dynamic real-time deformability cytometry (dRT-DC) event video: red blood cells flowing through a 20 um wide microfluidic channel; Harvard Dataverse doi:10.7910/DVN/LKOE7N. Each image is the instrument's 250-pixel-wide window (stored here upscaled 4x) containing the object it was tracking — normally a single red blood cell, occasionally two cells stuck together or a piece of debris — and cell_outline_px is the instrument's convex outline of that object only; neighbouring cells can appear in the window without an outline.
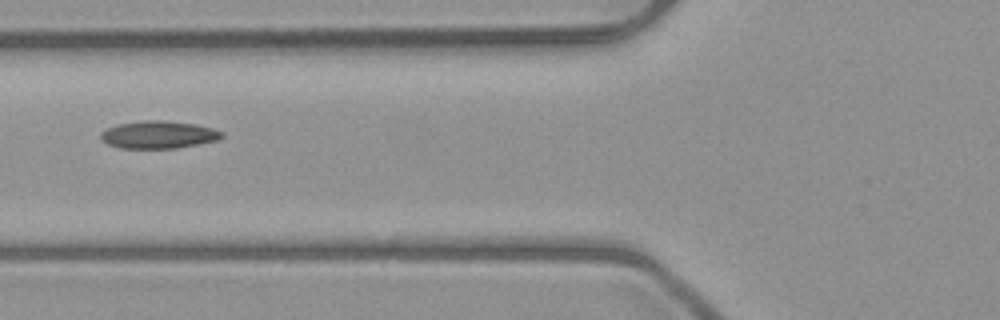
{"species": "common noctule bat (a hibernating species)", "species_latin": "Nyctalus noctula", "temperature_condition": "room temperature", "stored_images_in_passage": 2, "camera_frame_rate_fps": 3000, "um_per_image_px": 0.085, "animal": {"sex": "male", "body_mass_g": 23.1, "forearm_length_mm": 52.7}, "frame": {"image": 1, "passage_image": 2, "time_ms": 1.0, "image_size_px": [1000, 320], "cell_outline_px": [[224, 136], [216, 140], [200, 144], [176, 148], [120, 148], [108, 144], [100, 140], [100, 132], [116, 124], [140, 120], [164, 120], [196, 124], [212, 128], [224, 132]], "centroid_in_image_um": [13.46, 11.44], "position_along_channel_um": 112.3, "area_um2": 19.65}}